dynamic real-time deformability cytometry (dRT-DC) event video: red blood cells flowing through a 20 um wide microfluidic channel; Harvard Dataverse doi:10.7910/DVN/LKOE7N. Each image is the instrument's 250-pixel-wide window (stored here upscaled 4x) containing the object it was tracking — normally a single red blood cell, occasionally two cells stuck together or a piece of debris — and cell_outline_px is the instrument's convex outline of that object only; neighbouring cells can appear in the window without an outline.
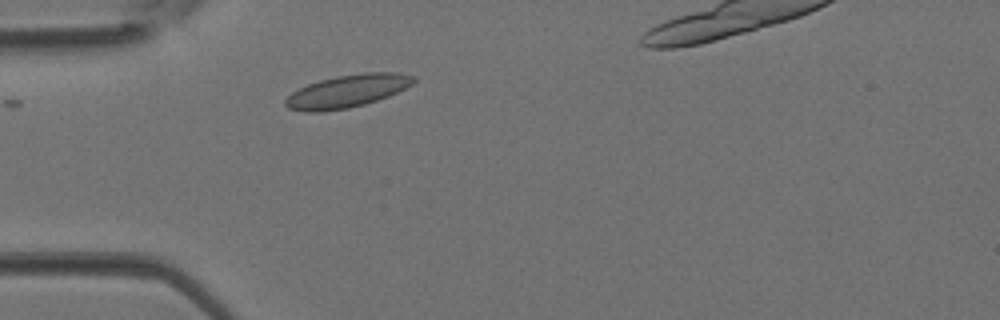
{"species": "Egyptian fruit bat (a non-hibernating species)", "species_latin": "Rousettus aegyptiacus", "temperature_condition": "room temperature", "stored_images_in_passage": 2, "camera_frame_rate_fps": 3000, "um_per_image_px": 0.085, "animal": {"sex": "female"}, "frame": {"image": 1, "passage_image": 1, "time_ms": 0.0, "image_size_px": [1000, 320], "cell_outline_px": [[416, 80], [412, 84], [388, 96], [364, 104], [348, 108], [320, 112], [304, 112], [288, 108], [284, 104], [284, 100], [292, 92], [308, 84], [320, 80], [336, 76], [364, 72], [396, 72], [416, 76]], "centroid_in_image_um": [29.5, 7.74], "position_along_channel_um": 55.5, "area_um2": 24.39}}